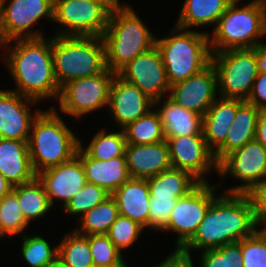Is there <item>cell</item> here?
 <instances>
[{
	"mask_svg": "<svg viewBox=\"0 0 266 267\" xmlns=\"http://www.w3.org/2000/svg\"><path fill=\"white\" fill-rule=\"evenodd\" d=\"M233 0H185L175 24L183 29L217 24Z\"/></svg>",
	"mask_w": 266,
	"mask_h": 267,
	"instance_id": "27",
	"label": "cell"
},
{
	"mask_svg": "<svg viewBox=\"0 0 266 267\" xmlns=\"http://www.w3.org/2000/svg\"><path fill=\"white\" fill-rule=\"evenodd\" d=\"M21 235L23 259L31 267H46L58 256V245L52 248L48 241L39 235Z\"/></svg>",
	"mask_w": 266,
	"mask_h": 267,
	"instance_id": "35",
	"label": "cell"
},
{
	"mask_svg": "<svg viewBox=\"0 0 266 267\" xmlns=\"http://www.w3.org/2000/svg\"><path fill=\"white\" fill-rule=\"evenodd\" d=\"M37 101L11 90H0V138L28 141L34 119L42 110L31 114L29 105Z\"/></svg>",
	"mask_w": 266,
	"mask_h": 267,
	"instance_id": "17",
	"label": "cell"
},
{
	"mask_svg": "<svg viewBox=\"0 0 266 267\" xmlns=\"http://www.w3.org/2000/svg\"><path fill=\"white\" fill-rule=\"evenodd\" d=\"M119 0H53V20L66 27L57 36L103 37L113 7Z\"/></svg>",
	"mask_w": 266,
	"mask_h": 267,
	"instance_id": "8",
	"label": "cell"
},
{
	"mask_svg": "<svg viewBox=\"0 0 266 267\" xmlns=\"http://www.w3.org/2000/svg\"><path fill=\"white\" fill-rule=\"evenodd\" d=\"M13 41L10 53H5L8 57L3 58L17 85L13 91L37 102L51 97L57 99L60 88L53 70L52 38L15 39L6 42L4 49H9Z\"/></svg>",
	"mask_w": 266,
	"mask_h": 267,
	"instance_id": "2",
	"label": "cell"
},
{
	"mask_svg": "<svg viewBox=\"0 0 266 267\" xmlns=\"http://www.w3.org/2000/svg\"><path fill=\"white\" fill-rule=\"evenodd\" d=\"M103 39L106 66L115 73L156 43V37L127 3L111 9Z\"/></svg>",
	"mask_w": 266,
	"mask_h": 267,
	"instance_id": "3",
	"label": "cell"
},
{
	"mask_svg": "<svg viewBox=\"0 0 266 267\" xmlns=\"http://www.w3.org/2000/svg\"><path fill=\"white\" fill-rule=\"evenodd\" d=\"M117 73L107 68L97 75L71 80L60 88L61 113L82 118L108 106L110 88Z\"/></svg>",
	"mask_w": 266,
	"mask_h": 267,
	"instance_id": "10",
	"label": "cell"
},
{
	"mask_svg": "<svg viewBox=\"0 0 266 267\" xmlns=\"http://www.w3.org/2000/svg\"><path fill=\"white\" fill-rule=\"evenodd\" d=\"M28 148L35 174L55 167L73 158L80 140L73 134L54 107L34 119Z\"/></svg>",
	"mask_w": 266,
	"mask_h": 267,
	"instance_id": "4",
	"label": "cell"
},
{
	"mask_svg": "<svg viewBox=\"0 0 266 267\" xmlns=\"http://www.w3.org/2000/svg\"><path fill=\"white\" fill-rule=\"evenodd\" d=\"M255 140L266 148V111H261L259 114Z\"/></svg>",
	"mask_w": 266,
	"mask_h": 267,
	"instance_id": "45",
	"label": "cell"
},
{
	"mask_svg": "<svg viewBox=\"0 0 266 267\" xmlns=\"http://www.w3.org/2000/svg\"><path fill=\"white\" fill-rule=\"evenodd\" d=\"M44 185L48 200L53 206L55 199L63 200V207L87 183L85 170L80 158L70 160L37 174Z\"/></svg>",
	"mask_w": 266,
	"mask_h": 267,
	"instance_id": "19",
	"label": "cell"
},
{
	"mask_svg": "<svg viewBox=\"0 0 266 267\" xmlns=\"http://www.w3.org/2000/svg\"><path fill=\"white\" fill-rule=\"evenodd\" d=\"M0 173L13 185L30 182L35 174L28 141L0 138Z\"/></svg>",
	"mask_w": 266,
	"mask_h": 267,
	"instance_id": "23",
	"label": "cell"
},
{
	"mask_svg": "<svg viewBox=\"0 0 266 267\" xmlns=\"http://www.w3.org/2000/svg\"><path fill=\"white\" fill-rule=\"evenodd\" d=\"M243 267H266V228L241 240Z\"/></svg>",
	"mask_w": 266,
	"mask_h": 267,
	"instance_id": "39",
	"label": "cell"
},
{
	"mask_svg": "<svg viewBox=\"0 0 266 267\" xmlns=\"http://www.w3.org/2000/svg\"><path fill=\"white\" fill-rule=\"evenodd\" d=\"M172 168L189 172L199 182H207L205 175L214 168L218 172V163L208 148L203 135H182L165 137Z\"/></svg>",
	"mask_w": 266,
	"mask_h": 267,
	"instance_id": "15",
	"label": "cell"
},
{
	"mask_svg": "<svg viewBox=\"0 0 266 267\" xmlns=\"http://www.w3.org/2000/svg\"><path fill=\"white\" fill-rule=\"evenodd\" d=\"M215 190L216 186L200 182L186 196L178 198L167 224L161 229L162 232L179 234L176 250H180L195 234L210 205L217 198Z\"/></svg>",
	"mask_w": 266,
	"mask_h": 267,
	"instance_id": "11",
	"label": "cell"
},
{
	"mask_svg": "<svg viewBox=\"0 0 266 267\" xmlns=\"http://www.w3.org/2000/svg\"><path fill=\"white\" fill-rule=\"evenodd\" d=\"M245 195L249 198L257 225H266V179L253 185Z\"/></svg>",
	"mask_w": 266,
	"mask_h": 267,
	"instance_id": "42",
	"label": "cell"
},
{
	"mask_svg": "<svg viewBox=\"0 0 266 267\" xmlns=\"http://www.w3.org/2000/svg\"><path fill=\"white\" fill-rule=\"evenodd\" d=\"M200 182L189 172L170 168L147 179L150 196L180 198L186 196Z\"/></svg>",
	"mask_w": 266,
	"mask_h": 267,
	"instance_id": "28",
	"label": "cell"
},
{
	"mask_svg": "<svg viewBox=\"0 0 266 267\" xmlns=\"http://www.w3.org/2000/svg\"><path fill=\"white\" fill-rule=\"evenodd\" d=\"M90 267H100V266H98V265H92V266H90Z\"/></svg>",
	"mask_w": 266,
	"mask_h": 267,
	"instance_id": "50",
	"label": "cell"
},
{
	"mask_svg": "<svg viewBox=\"0 0 266 267\" xmlns=\"http://www.w3.org/2000/svg\"><path fill=\"white\" fill-rule=\"evenodd\" d=\"M201 267H243L241 240L202 251Z\"/></svg>",
	"mask_w": 266,
	"mask_h": 267,
	"instance_id": "38",
	"label": "cell"
},
{
	"mask_svg": "<svg viewBox=\"0 0 266 267\" xmlns=\"http://www.w3.org/2000/svg\"><path fill=\"white\" fill-rule=\"evenodd\" d=\"M27 226L17 195L11 191L0 200V238L21 234Z\"/></svg>",
	"mask_w": 266,
	"mask_h": 267,
	"instance_id": "34",
	"label": "cell"
},
{
	"mask_svg": "<svg viewBox=\"0 0 266 267\" xmlns=\"http://www.w3.org/2000/svg\"><path fill=\"white\" fill-rule=\"evenodd\" d=\"M117 74L125 81L135 85L140 91H143L153 100L154 107L159 103L161 104L164 93L170 91L165 66L156 46L136 56Z\"/></svg>",
	"mask_w": 266,
	"mask_h": 267,
	"instance_id": "14",
	"label": "cell"
},
{
	"mask_svg": "<svg viewBox=\"0 0 266 267\" xmlns=\"http://www.w3.org/2000/svg\"><path fill=\"white\" fill-rule=\"evenodd\" d=\"M260 112L261 110L246 100L237 108L235 119L226 135L225 142L213 153L217 163L232 151L255 140Z\"/></svg>",
	"mask_w": 266,
	"mask_h": 267,
	"instance_id": "25",
	"label": "cell"
},
{
	"mask_svg": "<svg viewBox=\"0 0 266 267\" xmlns=\"http://www.w3.org/2000/svg\"><path fill=\"white\" fill-rule=\"evenodd\" d=\"M109 196L111 194L105 189L87 182L62 209L69 215H79L81 217Z\"/></svg>",
	"mask_w": 266,
	"mask_h": 267,
	"instance_id": "37",
	"label": "cell"
},
{
	"mask_svg": "<svg viewBox=\"0 0 266 267\" xmlns=\"http://www.w3.org/2000/svg\"><path fill=\"white\" fill-rule=\"evenodd\" d=\"M0 10H1V0H0ZM0 46H4L5 42H4V38H3V33H2V30H1V17H0Z\"/></svg>",
	"mask_w": 266,
	"mask_h": 267,
	"instance_id": "49",
	"label": "cell"
},
{
	"mask_svg": "<svg viewBox=\"0 0 266 267\" xmlns=\"http://www.w3.org/2000/svg\"><path fill=\"white\" fill-rule=\"evenodd\" d=\"M246 101L259 110L266 111V73H258Z\"/></svg>",
	"mask_w": 266,
	"mask_h": 267,
	"instance_id": "43",
	"label": "cell"
},
{
	"mask_svg": "<svg viewBox=\"0 0 266 267\" xmlns=\"http://www.w3.org/2000/svg\"><path fill=\"white\" fill-rule=\"evenodd\" d=\"M178 198L150 196L149 229L161 230L168 222Z\"/></svg>",
	"mask_w": 266,
	"mask_h": 267,
	"instance_id": "41",
	"label": "cell"
},
{
	"mask_svg": "<svg viewBox=\"0 0 266 267\" xmlns=\"http://www.w3.org/2000/svg\"><path fill=\"white\" fill-rule=\"evenodd\" d=\"M252 49L256 53L258 73H266V43L260 42Z\"/></svg>",
	"mask_w": 266,
	"mask_h": 267,
	"instance_id": "46",
	"label": "cell"
},
{
	"mask_svg": "<svg viewBox=\"0 0 266 267\" xmlns=\"http://www.w3.org/2000/svg\"><path fill=\"white\" fill-rule=\"evenodd\" d=\"M155 111L162 122L165 137L203 135V116L176 104L168 96Z\"/></svg>",
	"mask_w": 266,
	"mask_h": 267,
	"instance_id": "26",
	"label": "cell"
},
{
	"mask_svg": "<svg viewBox=\"0 0 266 267\" xmlns=\"http://www.w3.org/2000/svg\"><path fill=\"white\" fill-rule=\"evenodd\" d=\"M170 86L187 80L211 64L212 51L208 32L173 27L171 36L156 38Z\"/></svg>",
	"mask_w": 266,
	"mask_h": 267,
	"instance_id": "6",
	"label": "cell"
},
{
	"mask_svg": "<svg viewBox=\"0 0 266 267\" xmlns=\"http://www.w3.org/2000/svg\"><path fill=\"white\" fill-rule=\"evenodd\" d=\"M169 98L187 110L204 116L217 95V74L211 63L187 80L170 86Z\"/></svg>",
	"mask_w": 266,
	"mask_h": 267,
	"instance_id": "16",
	"label": "cell"
},
{
	"mask_svg": "<svg viewBox=\"0 0 266 267\" xmlns=\"http://www.w3.org/2000/svg\"><path fill=\"white\" fill-rule=\"evenodd\" d=\"M83 164L87 182L113 194L129 178L126 157L119 156L110 160H96L89 157L80 147L76 154Z\"/></svg>",
	"mask_w": 266,
	"mask_h": 267,
	"instance_id": "22",
	"label": "cell"
},
{
	"mask_svg": "<svg viewBox=\"0 0 266 267\" xmlns=\"http://www.w3.org/2000/svg\"><path fill=\"white\" fill-rule=\"evenodd\" d=\"M125 157L131 178L148 179L172 168L166 140L152 144L127 143Z\"/></svg>",
	"mask_w": 266,
	"mask_h": 267,
	"instance_id": "20",
	"label": "cell"
},
{
	"mask_svg": "<svg viewBox=\"0 0 266 267\" xmlns=\"http://www.w3.org/2000/svg\"><path fill=\"white\" fill-rule=\"evenodd\" d=\"M151 107H153V100L143 91L122 79L118 74L115 75L107 108L122 130L133 121L145 116Z\"/></svg>",
	"mask_w": 266,
	"mask_h": 267,
	"instance_id": "18",
	"label": "cell"
},
{
	"mask_svg": "<svg viewBox=\"0 0 266 267\" xmlns=\"http://www.w3.org/2000/svg\"><path fill=\"white\" fill-rule=\"evenodd\" d=\"M244 101L238 98L218 97L203 116V137L213 153L225 142L237 108Z\"/></svg>",
	"mask_w": 266,
	"mask_h": 267,
	"instance_id": "21",
	"label": "cell"
},
{
	"mask_svg": "<svg viewBox=\"0 0 266 267\" xmlns=\"http://www.w3.org/2000/svg\"><path fill=\"white\" fill-rule=\"evenodd\" d=\"M13 189V185L0 173V200Z\"/></svg>",
	"mask_w": 266,
	"mask_h": 267,
	"instance_id": "47",
	"label": "cell"
},
{
	"mask_svg": "<svg viewBox=\"0 0 266 267\" xmlns=\"http://www.w3.org/2000/svg\"><path fill=\"white\" fill-rule=\"evenodd\" d=\"M256 227L249 198L244 193L224 192L212 202L195 234L180 251L191 255L194 249H217L253 235Z\"/></svg>",
	"mask_w": 266,
	"mask_h": 267,
	"instance_id": "1",
	"label": "cell"
},
{
	"mask_svg": "<svg viewBox=\"0 0 266 267\" xmlns=\"http://www.w3.org/2000/svg\"><path fill=\"white\" fill-rule=\"evenodd\" d=\"M6 2L9 3L7 6ZM0 17L5 43L44 37L40 30L30 28L41 18L53 20V0H1Z\"/></svg>",
	"mask_w": 266,
	"mask_h": 267,
	"instance_id": "12",
	"label": "cell"
},
{
	"mask_svg": "<svg viewBox=\"0 0 266 267\" xmlns=\"http://www.w3.org/2000/svg\"><path fill=\"white\" fill-rule=\"evenodd\" d=\"M111 196L116 200L119 215L149 228L150 192L147 179L130 177Z\"/></svg>",
	"mask_w": 266,
	"mask_h": 267,
	"instance_id": "24",
	"label": "cell"
},
{
	"mask_svg": "<svg viewBox=\"0 0 266 267\" xmlns=\"http://www.w3.org/2000/svg\"><path fill=\"white\" fill-rule=\"evenodd\" d=\"M101 129L94 135L89 145L84 148L80 141V148L91 158L96 160H110L119 156H125L126 136L124 130L107 133Z\"/></svg>",
	"mask_w": 266,
	"mask_h": 267,
	"instance_id": "31",
	"label": "cell"
},
{
	"mask_svg": "<svg viewBox=\"0 0 266 267\" xmlns=\"http://www.w3.org/2000/svg\"><path fill=\"white\" fill-rule=\"evenodd\" d=\"M119 216L116 200L109 196L80 217V227L74 230L82 235L107 234L113 222Z\"/></svg>",
	"mask_w": 266,
	"mask_h": 267,
	"instance_id": "30",
	"label": "cell"
},
{
	"mask_svg": "<svg viewBox=\"0 0 266 267\" xmlns=\"http://www.w3.org/2000/svg\"><path fill=\"white\" fill-rule=\"evenodd\" d=\"M58 245V257L68 267H90L93 265L89 235L85 236L75 230L63 237Z\"/></svg>",
	"mask_w": 266,
	"mask_h": 267,
	"instance_id": "33",
	"label": "cell"
},
{
	"mask_svg": "<svg viewBox=\"0 0 266 267\" xmlns=\"http://www.w3.org/2000/svg\"><path fill=\"white\" fill-rule=\"evenodd\" d=\"M123 130L126 142L130 144H152L166 140L162 122L155 110H150Z\"/></svg>",
	"mask_w": 266,
	"mask_h": 267,
	"instance_id": "32",
	"label": "cell"
},
{
	"mask_svg": "<svg viewBox=\"0 0 266 267\" xmlns=\"http://www.w3.org/2000/svg\"><path fill=\"white\" fill-rule=\"evenodd\" d=\"M46 267H68L60 257H56L50 264H48Z\"/></svg>",
	"mask_w": 266,
	"mask_h": 267,
	"instance_id": "48",
	"label": "cell"
},
{
	"mask_svg": "<svg viewBox=\"0 0 266 267\" xmlns=\"http://www.w3.org/2000/svg\"><path fill=\"white\" fill-rule=\"evenodd\" d=\"M233 0L220 16L209 42L212 53L230 49H252L266 35V1L253 0L237 7Z\"/></svg>",
	"mask_w": 266,
	"mask_h": 267,
	"instance_id": "7",
	"label": "cell"
},
{
	"mask_svg": "<svg viewBox=\"0 0 266 267\" xmlns=\"http://www.w3.org/2000/svg\"><path fill=\"white\" fill-rule=\"evenodd\" d=\"M12 191L17 195L23 218L28 224L43 217L52 208L44 185L37 176L30 182L13 186Z\"/></svg>",
	"mask_w": 266,
	"mask_h": 267,
	"instance_id": "29",
	"label": "cell"
},
{
	"mask_svg": "<svg viewBox=\"0 0 266 267\" xmlns=\"http://www.w3.org/2000/svg\"><path fill=\"white\" fill-rule=\"evenodd\" d=\"M231 174L243 181L229 188L226 193H246L253 185L266 179V148L256 140L226 155L218 163L220 177Z\"/></svg>",
	"mask_w": 266,
	"mask_h": 267,
	"instance_id": "13",
	"label": "cell"
},
{
	"mask_svg": "<svg viewBox=\"0 0 266 267\" xmlns=\"http://www.w3.org/2000/svg\"><path fill=\"white\" fill-rule=\"evenodd\" d=\"M93 265L100 267H127L121 251L107 234L89 235Z\"/></svg>",
	"mask_w": 266,
	"mask_h": 267,
	"instance_id": "36",
	"label": "cell"
},
{
	"mask_svg": "<svg viewBox=\"0 0 266 267\" xmlns=\"http://www.w3.org/2000/svg\"><path fill=\"white\" fill-rule=\"evenodd\" d=\"M52 57L59 88L71 80L94 76L107 69L103 37L55 35Z\"/></svg>",
	"mask_w": 266,
	"mask_h": 267,
	"instance_id": "5",
	"label": "cell"
},
{
	"mask_svg": "<svg viewBox=\"0 0 266 267\" xmlns=\"http://www.w3.org/2000/svg\"><path fill=\"white\" fill-rule=\"evenodd\" d=\"M220 97L247 100L258 75L253 49H230L212 53ZM220 91V92H219Z\"/></svg>",
	"mask_w": 266,
	"mask_h": 267,
	"instance_id": "9",
	"label": "cell"
},
{
	"mask_svg": "<svg viewBox=\"0 0 266 267\" xmlns=\"http://www.w3.org/2000/svg\"><path fill=\"white\" fill-rule=\"evenodd\" d=\"M191 258V255L175 249L173 253L166 257V260L155 267H194Z\"/></svg>",
	"mask_w": 266,
	"mask_h": 267,
	"instance_id": "44",
	"label": "cell"
},
{
	"mask_svg": "<svg viewBox=\"0 0 266 267\" xmlns=\"http://www.w3.org/2000/svg\"><path fill=\"white\" fill-rule=\"evenodd\" d=\"M145 228L128 217L119 215L111 225L107 235L112 243L122 252L138 240Z\"/></svg>",
	"mask_w": 266,
	"mask_h": 267,
	"instance_id": "40",
	"label": "cell"
}]
</instances>
